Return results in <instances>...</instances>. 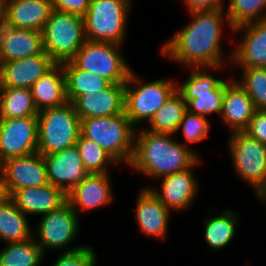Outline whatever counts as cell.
<instances>
[{"mask_svg":"<svg viewBox=\"0 0 266 266\" xmlns=\"http://www.w3.org/2000/svg\"><path fill=\"white\" fill-rule=\"evenodd\" d=\"M187 111V103L176 89L165 101L163 106L154 114L145 128L155 133L176 135L179 124Z\"/></svg>","mask_w":266,"mask_h":266,"instance_id":"f1b7e54d","label":"cell"},{"mask_svg":"<svg viewBox=\"0 0 266 266\" xmlns=\"http://www.w3.org/2000/svg\"><path fill=\"white\" fill-rule=\"evenodd\" d=\"M134 72L132 69L125 83V113L137 129L142 121L150 122L177 89V82L161 78L145 83Z\"/></svg>","mask_w":266,"mask_h":266,"instance_id":"5b68a950","label":"cell"},{"mask_svg":"<svg viewBox=\"0 0 266 266\" xmlns=\"http://www.w3.org/2000/svg\"><path fill=\"white\" fill-rule=\"evenodd\" d=\"M243 32L240 43L232 50L231 65L239 68H266V19L239 26L232 31Z\"/></svg>","mask_w":266,"mask_h":266,"instance_id":"5bb4252c","label":"cell"},{"mask_svg":"<svg viewBox=\"0 0 266 266\" xmlns=\"http://www.w3.org/2000/svg\"><path fill=\"white\" fill-rule=\"evenodd\" d=\"M51 11L50 0H6L4 23L14 28L43 32Z\"/></svg>","mask_w":266,"mask_h":266,"instance_id":"cb8c5ba5","label":"cell"},{"mask_svg":"<svg viewBox=\"0 0 266 266\" xmlns=\"http://www.w3.org/2000/svg\"><path fill=\"white\" fill-rule=\"evenodd\" d=\"M188 25L181 27L170 39H167L161 49L165 58L172 60L185 68H215L224 63L231 65L232 53L224 55L222 49V23L230 27L224 8L217 10L191 11ZM226 20V21H225ZM222 28V29H221ZM225 57V58H224ZM228 57V58H226ZM227 59V60H226Z\"/></svg>","mask_w":266,"mask_h":266,"instance_id":"6da1fadb","label":"cell"},{"mask_svg":"<svg viewBox=\"0 0 266 266\" xmlns=\"http://www.w3.org/2000/svg\"><path fill=\"white\" fill-rule=\"evenodd\" d=\"M65 74L66 98L73 102L78 96L100 92L111 83L103 77L78 69L71 61L62 63Z\"/></svg>","mask_w":266,"mask_h":266,"instance_id":"83f0119b","label":"cell"},{"mask_svg":"<svg viewBox=\"0 0 266 266\" xmlns=\"http://www.w3.org/2000/svg\"><path fill=\"white\" fill-rule=\"evenodd\" d=\"M42 35L45 53L56 64L69 62L86 41L84 18L52 10Z\"/></svg>","mask_w":266,"mask_h":266,"instance_id":"52a82bcc","label":"cell"},{"mask_svg":"<svg viewBox=\"0 0 266 266\" xmlns=\"http://www.w3.org/2000/svg\"><path fill=\"white\" fill-rule=\"evenodd\" d=\"M227 5L225 10L232 29L266 19V0H229Z\"/></svg>","mask_w":266,"mask_h":266,"instance_id":"d6a6232c","label":"cell"},{"mask_svg":"<svg viewBox=\"0 0 266 266\" xmlns=\"http://www.w3.org/2000/svg\"><path fill=\"white\" fill-rule=\"evenodd\" d=\"M78 215L68 201L59 208L42 215L36 230L33 229V238L44 254L49 249H64L62 252H74L85 247L84 245L70 246L77 239L80 230Z\"/></svg>","mask_w":266,"mask_h":266,"instance_id":"30bf717a","label":"cell"},{"mask_svg":"<svg viewBox=\"0 0 266 266\" xmlns=\"http://www.w3.org/2000/svg\"><path fill=\"white\" fill-rule=\"evenodd\" d=\"M122 46L86 40L71 62L78 69L103 77L111 84H125L132 67L120 51Z\"/></svg>","mask_w":266,"mask_h":266,"instance_id":"ba28073f","label":"cell"},{"mask_svg":"<svg viewBox=\"0 0 266 266\" xmlns=\"http://www.w3.org/2000/svg\"><path fill=\"white\" fill-rule=\"evenodd\" d=\"M10 195L22 188L40 187L49 183L43 155H30L5 160L0 164Z\"/></svg>","mask_w":266,"mask_h":266,"instance_id":"2e32d148","label":"cell"},{"mask_svg":"<svg viewBox=\"0 0 266 266\" xmlns=\"http://www.w3.org/2000/svg\"><path fill=\"white\" fill-rule=\"evenodd\" d=\"M255 194L262 203L266 202V181L264 185Z\"/></svg>","mask_w":266,"mask_h":266,"instance_id":"60d3db41","label":"cell"},{"mask_svg":"<svg viewBox=\"0 0 266 266\" xmlns=\"http://www.w3.org/2000/svg\"><path fill=\"white\" fill-rule=\"evenodd\" d=\"M83 165L89 174L110 173V165L118 162L94 141L85 138L81 133L76 143Z\"/></svg>","mask_w":266,"mask_h":266,"instance_id":"1f68e13d","label":"cell"},{"mask_svg":"<svg viewBox=\"0 0 266 266\" xmlns=\"http://www.w3.org/2000/svg\"><path fill=\"white\" fill-rule=\"evenodd\" d=\"M72 104L80 120L125 112V84H110L100 92L78 96Z\"/></svg>","mask_w":266,"mask_h":266,"instance_id":"d6986e66","label":"cell"},{"mask_svg":"<svg viewBox=\"0 0 266 266\" xmlns=\"http://www.w3.org/2000/svg\"><path fill=\"white\" fill-rule=\"evenodd\" d=\"M210 125L211 123L206 117L187 110L179 124L177 133L180 129L182 130L181 133L185 138L184 145L188 146L187 144L190 145V143L194 144L204 140L209 134Z\"/></svg>","mask_w":266,"mask_h":266,"instance_id":"e575fe53","label":"cell"},{"mask_svg":"<svg viewBox=\"0 0 266 266\" xmlns=\"http://www.w3.org/2000/svg\"><path fill=\"white\" fill-rule=\"evenodd\" d=\"M135 132L125 112L81 120V134L102 147L119 164L123 161L127 166L134 154Z\"/></svg>","mask_w":266,"mask_h":266,"instance_id":"3957f363","label":"cell"},{"mask_svg":"<svg viewBox=\"0 0 266 266\" xmlns=\"http://www.w3.org/2000/svg\"><path fill=\"white\" fill-rule=\"evenodd\" d=\"M1 69H2V60H1V57H0V74H1Z\"/></svg>","mask_w":266,"mask_h":266,"instance_id":"7bdbcfd3","label":"cell"},{"mask_svg":"<svg viewBox=\"0 0 266 266\" xmlns=\"http://www.w3.org/2000/svg\"><path fill=\"white\" fill-rule=\"evenodd\" d=\"M52 10L67 12L84 17L88 11L90 0H50Z\"/></svg>","mask_w":266,"mask_h":266,"instance_id":"74e56055","label":"cell"},{"mask_svg":"<svg viewBox=\"0 0 266 266\" xmlns=\"http://www.w3.org/2000/svg\"><path fill=\"white\" fill-rule=\"evenodd\" d=\"M44 52L42 32L0 24V57L2 62L14 61Z\"/></svg>","mask_w":266,"mask_h":266,"instance_id":"44dd1931","label":"cell"},{"mask_svg":"<svg viewBox=\"0 0 266 266\" xmlns=\"http://www.w3.org/2000/svg\"><path fill=\"white\" fill-rule=\"evenodd\" d=\"M235 81L247 92L256 110H266V68H240Z\"/></svg>","mask_w":266,"mask_h":266,"instance_id":"836d02e7","label":"cell"},{"mask_svg":"<svg viewBox=\"0 0 266 266\" xmlns=\"http://www.w3.org/2000/svg\"><path fill=\"white\" fill-rule=\"evenodd\" d=\"M109 175L89 174L67 194V201L77 214L111 204L114 193Z\"/></svg>","mask_w":266,"mask_h":266,"instance_id":"ffe728a7","label":"cell"},{"mask_svg":"<svg viewBox=\"0 0 266 266\" xmlns=\"http://www.w3.org/2000/svg\"><path fill=\"white\" fill-rule=\"evenodd\" d=\"M28 216L9 199L0 204V241L3 243L24 242L33 238V229Z\"/></svg>","mask_w":266,"mask_h":266,"instance_id":"484cf974","label":"cell"},{"mask_svg":"<svg viewBox=\"0 0 266 266\" xmlns=\"http://www.w3.org/2000/svg\"><path fill=\"white\" fill-rule=\"evenodd\" d=\"M97 253L86 246L74 252H61L56 261L51 266H96Z\"/></svg>","mask_w":266,"mask_h":266,"instance_id":"d590c367","label":"cell"},{"mask_svg":"<svg viewBox=\"0 0 266 266\" xmlns=\"http://www.w3.org/2000/svg\"><path fill=\"white\" fill-rule=\"evenodd\" d=\"M221 67L215 68H189V77L179 85L177 90L181 93L187 103V110L191 113L207 115L213 113L220 115L221 106L225 94V80L215 78L205 71H217ZM191 70V71H190Z\"/></svg>","mask_w":266,"mask_h":266,"instance_id":"9c48e42d","label":"cell"},{"mask_svg":"<svg viewBox=\"0 0 266 266\" xmlns=\"http://www.w3.org/2000/svg\"><path fill=\"white\" fill-rule=\"evenodd\" d=\"M43 157L49 183L61 188L66 194L89 175L76 144Z\"/></svg>","mask_w":266,"mask_h":266,"instance_id":"9a60e30c","label":"cell"},{"mask_svg":"<svg viewBox=\"0 0 266 266\" xmlns=\"http://www.w3.org/2000/svg\"><path fill=\"white\" fill-rule=\"evenodd\" d=\"M228 149L235 174L247 182L256 193L266 181V144L244 131L228 137Z\"/></svg>","mask_w":266,"mask_h":266,"instance_id":"8fae6325","label":"cell"},{"mask_svg":"<svg viewBox=\"0 0 266 266\" xmlns=\"http://www.w3.org/2000/svg\"><path fill=\"white\" fill-rule=\"evenodd\" d=\"M38 111L64 105L67 101L62 64H55L30 88Z\"/></svg>","mask_w":266,"mask_h":266,"instance_id":"d4e9b609","label":"cell"},{"mask_svg":"<svg viewBox=\"0 0 266 266\" xmlns=\"http://www.w3.org/2000/svg\"><path fill=\"white\" fill-rule=\"evenodd\" d=\"M10 199V193L5 181L3 170L0 167V204Z\"/></svg>","mask_w":266,"mask_h":266,"instance_id":"ab89813d","label":"cell"},{"mask_svg":"<svg viewBox=\"0 0 266 266\" xmlns=\"http://www.w3.org/2000/svg\"><path fill=\"white\" fill-rule=\"evenodd\" d=\"M10 199L26 215H44L62 206L67 194L48 183L40 187H28L14 191Z\"/></svg>","mask_w":266,"mask_h":266,"instance_id":"603a6c76","label":"cell"},{"mask_svg":"<svg viewBox=\"0 0 266 266\" xmlns=\"http://www.w3.org/2000/svg\"><path fill=\"white\" fill-rule=\"evenodd\" d=\"M146 185L137 196L135 218L140 232L149 237L164 240L168 235L169 215L160 198Z\"/></svg>","mask_w":266,"mask_h":266,"instance_id":"e0dca14e","label":"cell"},{"mask_svg":"<svg viewBox=\"0 0 266 266\" xmlns=\"http://www.w3.org/2000/svg\"><path fill=\"white\" fill-rule=\"evenodd\" d=\"M235 78L225 81V94L219 115L231 133L244 131L256 111L253 101Z\"/></svg>","mask_w":266,"mask_h":266,"instance_id":"7402d4cb","label":"cell"},{"mask_svg":"<svg viewBox=\"0 0 266 266\" xmlns=\"http://www.w3.org/2000/svg\"><path fill=\"white\" fill-rule=\"evenodd\" d=\"M0 103H1V86H0Z\"/></svg>","mask_w":266,"mask_h":266,"instance_id":"ee69618b","label":"cell"},{"mask_svg":"<svg viewBox=\"0 0 266 266\" xmlns=\"http://www.w3.org/2000/svg\"><path fill=\"white\" fill-rule=\"evenodd\" d=\"M201 158L189 169L176 172L161 179L160 189L150 188L160 198L162 204L173 212H181L192 206L199 190L198 178L194 169L201 163ZM181 210V211H180Z\"/></svg>","mask_w":266,"mask_h":266,"instance_id":"4fadbf2b","label":"cell"},{"mask_svg":"<svg viewBox=\"0 0 266 266\" xmlns=\"http://www.w3.org/2000/svg\"><path fill=\"white\" fill-rule=\"evenodd\" d=\"M244 132L266 144V110H256Z\"/></svg>","mask_w":266,"mask_h":266,"instance_id":"8d00e7d4","label":"cell"},{"mask_svg":"<svg viewBox=\"0 0 266 266\" xmlns=\"http://www.w3.org/2000/svg\"><path fill=\"white\" fill-rule=\"evenodd\" d=\"M5 245L0 251V266H41L44 260L45 255L34 238Z\"/></svg>","mask_w":266,"mask_h":266,"instance_id":"4dcf8cb0","label":"cell"},{"mask_svg":"<svg viewBox=\"0 0 266 266\" xmlns=\"http://www.w3.org/2000/svg\"><path fill=\"white\" fill-rule=\"evenodd\" d=\"M6 15V0H0V24L4 23Z\"/></svg>","mask_w":266,"mask_h":266,"instance_id":"b9f144b4","label":"cell"},{"mask_svg":"<svg viewBox=\"0 0 266 266\" xmlns=\"http://www.w3.org/2000/svg\"><path fill=\"white\" fill-rule=\"evenodd\" d=\"M239 215L233 210L226 209L217 215L204 219V240L208 248L214 252L226 247L236 235Z\"/></svg>","mask_w":266,"mask_h":266,"instance_id":"4316f807","label":"cell"},{"mask_svg":"<svg viewBox=\"0 0 266 266\" xmlns=\"http://www.w3.org/2000/svg\"><path fill=\"white\" fill-rule=\"evenodd\" d=\"M55 64L45 51L39 55L2 62L0 86L30 89Z\"/></svg>","mask_w":266,"mask_h":266,"instance_id":"ac0fdd59","label":"cell"},{"mask_svg":"<svg viewBox=\"0 0 266 266\" xmlns=\"http://www.w3.org/2000/svg\"><path fill=\"white\" fill-rule=\"evenodd\" d=\"M173 136L138 127L130 168L153 180L191 168L200 156Z\"/></svg>","mask_w":266,"mask_h":266,"instance_id":"7a4b0ae2","label":"cell"},{"mask_svg":"<svg viewBox=\"0 0 266 266\" xmlns=\"http://www.w3.org/2000/svg\"><path fill=\"white\" fill-rule=\"evenodd\" d=\"M188 12L224 8V0H182Z\"/></svg>","mask_w":266,"mask_h":266,"instance_id":"f35d334b","label":"cell"},{"mask_svg":"<svg viewBox=\"0 0 266 266\" xmlns=\"http://www.w3.org/2000/svg\"><path fill=\"white\" fill-rule=\"evenodd\" d=\"M38 149L41 155L62 151L77 143L81 120L72 102L38 113Z\"/></svg>","mask_w":266,"mask_h":266,"instance_id":"277c9868","label":"cell"},{"mask_svg":"<svg viewBox=\"0 0 266 266\" xmlns=\"http://www.w3.org/2000/svg\"><path fill=\"white\" fill-rule=\"evenodd\" d=\"M38 113L30 89L1 88L0 118H24Z\"/></svg>","mask_w":266,"mask_h":266,"instance_id":"f546056e","label":"cell"},{"mask_svg":"<svg viewBox=\"0 0 266 266\" xmlns=\"http://www.w3.org/2000/svg\"><path fill=\"white\" fill-rule=\"evenodd\" d=\"M132 0H90L84 15L86 40L124 44Z\"/></svg>","mask_w":266,"mask_h":266,"instance_id":"8992f818","label":"cell"},{"mask_svg":"<svg viewBox=\"0 0 266 266\" xmlns=\"http://www.w3.org/2000/svg\"><path fill=\"white\" fill-rule=\"evenodd\" d=\"M38 116L0 118V164L37 152Z\"/></svg>","mask_w":266,"mask_h":266,"instance_id":"7c38bea8","label":"cell"}]
</instances>
